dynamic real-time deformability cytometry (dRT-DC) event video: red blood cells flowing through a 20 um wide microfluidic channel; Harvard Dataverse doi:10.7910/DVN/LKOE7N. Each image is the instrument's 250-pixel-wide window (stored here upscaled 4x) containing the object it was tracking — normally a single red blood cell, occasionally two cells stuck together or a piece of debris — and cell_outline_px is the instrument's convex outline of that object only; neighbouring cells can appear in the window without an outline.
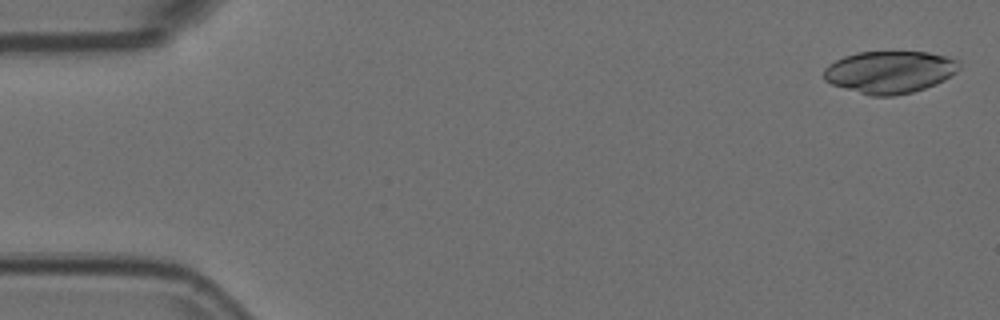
{"species": "Egyptian fruit bat (a non-hibernating species)", "species_latin": "Rousettus aegyptiacus", "temperature_condition": "room temperature", "stored_images_in_passage": 18, "camera_frame_rate_fps": 3000, "um_per_image_px": 0.085, "animal": {"sex": "female"}, "frame": {"image": 1, "passage_image": 2, "time_ms": 0.333, "image_size_px": [1000, 320], "cell_outline_px": [[960, 68], [956, 72], [944, 80], [936, 84], [912, 92], [892, 96], [872, 96], [832, 84], [824, 80], [824, 68], [828, 64], [844, 56], [856, 52], [928, 52], [944, 56], [956, 60], [960, 64]], "centroid_in_image_um": [75.61, 6.12], "position_along_channel_um": 9.4, "area_um2": 33.18}}